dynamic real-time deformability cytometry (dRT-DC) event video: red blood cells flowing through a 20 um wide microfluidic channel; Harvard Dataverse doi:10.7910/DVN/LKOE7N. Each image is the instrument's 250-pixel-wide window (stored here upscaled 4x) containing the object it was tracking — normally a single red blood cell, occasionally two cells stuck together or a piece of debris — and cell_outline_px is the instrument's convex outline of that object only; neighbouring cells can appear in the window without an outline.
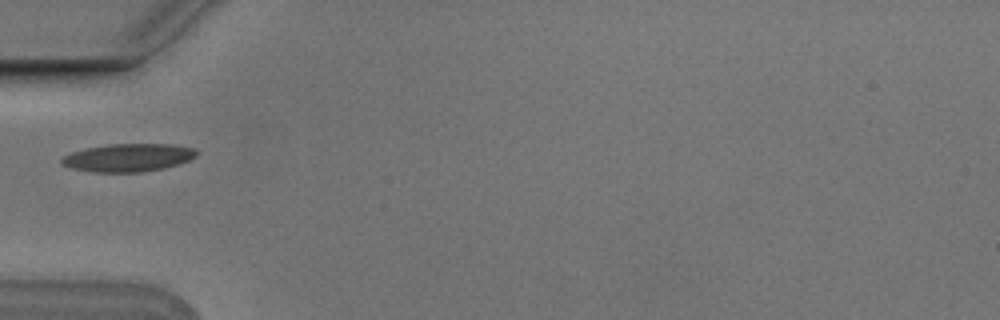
{"species": "Egyptian fruit bat (a non-hibernating species)", "species_latin": "Rousettus aegyptiacus", "temperature_condition": "cold", "stored_images_in_passage": 3, "camera_frame_rate_fps": 3000, "um_per_image_px": 0.085, "animal": {"sex": "male"}, "frame": {"image": 1, "passage_image": 3, "time_ms": 0.667, "image_size_px": [1000, 320], "cell_outline_px": [[200, 152], [196, 156], [180, 164], [164, 168], [144, 172], [92, 172], [72, 168], [64, 164], [60, 160], [64, 156], [72, 152], [88, 148], [108, 144], [172, 144], [196, 148]], "centroid_in_image_um": [10.97, 13.39], "position_along_channel_um": 74.0, "area_um2": 22.02}}